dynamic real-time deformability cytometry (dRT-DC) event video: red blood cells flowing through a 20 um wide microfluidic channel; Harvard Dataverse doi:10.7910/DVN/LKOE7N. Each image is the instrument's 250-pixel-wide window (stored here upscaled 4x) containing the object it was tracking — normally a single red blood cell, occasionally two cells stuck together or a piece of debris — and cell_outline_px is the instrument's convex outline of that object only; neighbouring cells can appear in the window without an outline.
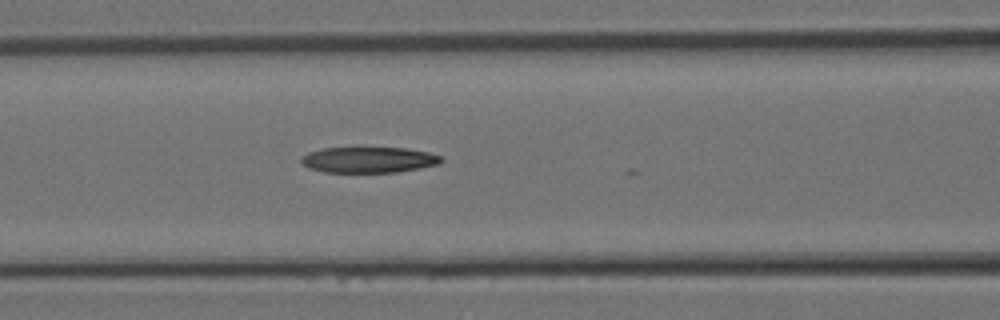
{"species": "Egyptian fruit bat (a non-hibernating species)", "species_latin": "Rousettus aegyptiacus", "temperature_condition": "room temperature", "stored_images_in_passage": 10, "camera_frame_rate_fps": 3000, "um_per_image_px": 0.085, "animal": {"sex": "female"}, "frame": {"image": 1, "passage_image": 10, "time_ms": 3.0, "image_size_px": [1000, 320], "cell_outline_px": [[444, 160], [440, 164], [396, 172], [324, 172], [308, 168], [300, 160], [300, 156], [308, 152], [324, 148], [404, 148], [428, 152], [440, 156]], "centroid_in_image_um": [31.32, 13.58], "position_along_channel_um": 135.3, "area_um2": 20.98}}